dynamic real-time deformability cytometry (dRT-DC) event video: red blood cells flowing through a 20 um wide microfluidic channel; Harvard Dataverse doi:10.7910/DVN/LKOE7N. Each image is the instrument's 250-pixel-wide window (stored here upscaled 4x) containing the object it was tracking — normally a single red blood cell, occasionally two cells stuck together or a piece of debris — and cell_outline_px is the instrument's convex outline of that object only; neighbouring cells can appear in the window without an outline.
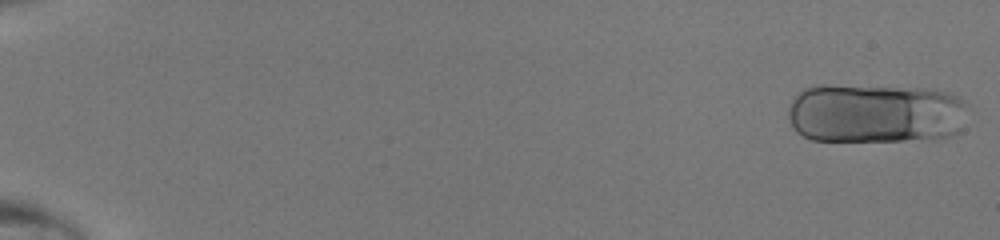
{"species": "human", "species_latin": "Homo sapiens", "temperature_condition": "room temperature", "stored_images_in_passage": 47, "segment_of_instrument_passage": [1, 2], "camera_frame_rate_fps": 3000, "um_per_image_px": 0.085, "donor": {"sex": "male"}, "frame": {"image": 1, "passage_image": 1, "time_ms": 0.0, "image_size_px": [1000, 240], "cell_outline_px": [[968, 104], [960, 132], [948, 136], [904, 140], [812, 140], [796, 132], [792, 128], [788, 116], [788, 108], [792, 100], [804, 88], [816, 84], [824, 84], [928, 88], [948, 92], [964, 100]], "centroid_in_image_um": [74.39, 9.6], "position_along_channel_um": 10.6, "area_um2": 63.23}}
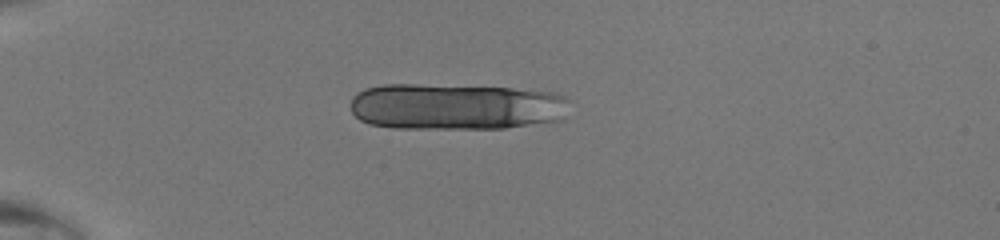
{"frame": {"image": 2, "passage_image": 14, "time_ms": 4.333, "image_size_px": [1000, 240], "cell_outline_px": [[572, 100], [564, 120], [504, 128], [392, 128], [368, 124], [360, 120], [352, 112], [352, 96], [356, 92], [364, 88], [384, 84], [416, 84], [512, 88], [556, 92]], "centroid_in_image_um": [38.8, 9.06], "position_along_channel_um": 46.2, "area_um2": 60.17}}